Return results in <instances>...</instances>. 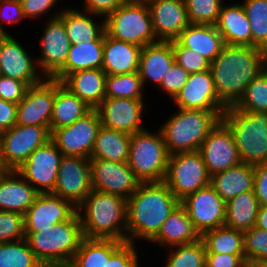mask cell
<instances>
[{
    "label": "cell",
    "mask_w": 267,
    "mask_h": 267,
    "mask_svg": "<svg viewBox=\"0 0 267 267\" xmlns=\"http://www.w3.org/2000/svg\"><path fill=\"white\" fill-rule=\"evenodd\" d=\"M267 68V52L254 46L228 45L210 63L219 101L235 106L247 85Z\"/></svg>",
    "instance_id": "obj_1"
},
{
    "label": "cell",
    "mask_w": 267,
    "mask_h": 267,
    "mask_svg": "<svg viewBox=\"0 0 267 267\" xmlns=\"http://www.w3.org/2000/svg\"><path fill=\"white\" fill-rule=\"evenodd\" d=\"M180 201L162 182H141L127 199V242L151 241Z\"/></svg>",
    "instance_id": "obj_2"
},
{
    "label": "cell",
    "mask_w": 267,
    "mask_h": 267,
    "mask_svg": "<svg viewBox=\"0 0 267 267\" xmlns=\"http://www.w3.org/2000/svg\"><path fill=\"white\" fill-rule=\"evenodd\" d=\"M85 238L127 242V200L92 189L76 208ZM85 212H83V211ZM82 212V214H80Z\"/></svg>",
    "instance_id": "obj_3"
},
{
    "label": "cell",
    "mask_w": 267,
    "mask_h": 267,
    "mask_svg": "<svg viewBox=\"0 0 267 267\" xmlns=\"http://www.w3.org/2000/svg\"><path fill=\"white\" fill-rule=\"evenodd\" d=\"M83 238L77 212L50 229L25 234L30 249L45 267H68Z\"/></svg>",
    "instance_id": "obj_4"
},
{
    "label": "cell",
    "mask_w": 267,
    "mask_h": 267,
    "mask_svg": "<svg viewBox=\"0 0 267 267\" xmlns=\"http://www.w3.org/2000/svg\"><path fill=\"white\" fill-rule=\"evenodd\" d=\"M160 131L169 155L199 151L208 133L219 123L224 111L177 109Z\"/></svg>",
    "instance_id": "obj_5"
},
{
    "label": "cell",
    "mask_w": 267,
    "mask_h": 267,
    "mask_svg": "<svg viewBox=\"0 0 267 267\" xmlns=\"http://www.w3.org/2000/svg\"><path fill=\"white\" fill-rule=\"evenodd\" d=\"M221 120L231 130L241 162L256 166L267 162V113L227 107Z\"/></svg>",
    "instance_id": "obj_6"
},
{
    "label": "cell",
    "mask_w": 267,
    "mask_h": 267,
    "mask_svg": "<svg viewBox=\"0 0 267 267\" xmlns=\"http://www.w3.org/2000/svg\"><path fill=\"white\" fill-rule=\"evenodd\" d=\"M103 20L105 33L116 40L140 47L158 42L146 0H125Z\"/></svg>",
    "instance_id": "obj_7"
},
{
    "label": "cell",
    "mask_w": 267,
    "mask_h": 267,
    "mask_svg": "<svg viewBox=\"0 0 267 267\" xmlns=\"http://www.w3.org/2000/svg\"><path fill=\"white\" fill-rule=\"evenodd\" d=\"M169 154L163 135L144 129L131 135L127 164L141 182L164 181Z\"/></svg>",
    "instance_id": "obj_8"
},
{
    "label": "cell",
    "mask_w": 267,
    "mask_h": 267,
    "mask_svg": "<svg viewBox=\"0 0 267 267\" xmlns=\"http://www.w3.org/2000/svg\"><path fill=\"white\" fill-rule=\"evenodd\" d=\"M202 154L196 152L175 153L169 155L164 183L176 198L181 201L187 195L210 184Z\"/></svg>",
    "instance_id": "obj_9"
},
{
    "label": "cell",
    "mask_w": 267,
    "mask_h": 267,
    "mask_svg": "<svg viewBox=\"0 0 267 267\" xmlns=\"http://www.w3.org/2000/svg\"><path fill=\"white\" fill-rule=\"evenodd\" d=\"M51 139L45 126L15 124L0 134V160L6 170H16L38 147Z\"/></svg>",
    "instance_id": "obj_10"
},
{
    "label": "cell",
    "mask_w": 267,
    "mask_h": 267,
    "mask_svg": "<svg viewBox=\"0 0 267 267\" xmlns=\"http://www.w3.org/2000/svg\"><path fill=\"white\" fill-rule=\"evenodd\" d=\"M101 126L98 111L92 109L71 125L55 129L51 133V140L63 155L90 158Z\"/></svg>",
    "instance_id": "obj_11"
},
{
    "label": "cell",
    "mask_w": 267,
    "mask_h": 267,
    "mask_svg": "<svg viewBox=\"0 0 267 267\" xmlns=\"http://www.w3.org/2000/svg\"><path fill=\"white\" fill-rule=\"evenodd\" d=\"M62 157V152L50 139L45 145L36 148L16 171L39 193H52Z\"/></svg>",
    "instance_id": "obj_12"
},
{
    "label": "cell",
    "mask_w": 267,
    "mask_h": 267,
    "mask_svg": "<svg viewBox=\"0 0 267 267\" xmlns=\"http://www.w3.org/2000/svg\"><path fill=\"white\" fill-rule=\"evenodd\" d=\"M92 189L90 158L63 155L52 194L77 208Z\"/></svg>",
    "instance_id": "obj_13"
},
{
    "label": "cell",
    "mask_w": 267,
    "mask_h": 267,
    "mask_svg": "<svg viewBox=\"0 0 267 267\" xmlns=\"http://www.w3.org/2000/svg\"><path fill=\"white\" fill-rule=\"evenodd\" d=\"M180 204L186 209L200 235L207 230L224 226L226 202L210 184L187 195Z\"/></svg>",
    "instance_id": "obj_14"
},
{
    "label": "cell",
    "mask_w": 267,
    "mask_h": 267,
    "mask_svg": "<svg viewBox=\"0 0 267 267\" xmlns=\"http://www.w3.org/2000/svg\"><path fill=\"white\" fill-rule=\"evenodd\" d=\"M90 170L94 190L115 194L126 200L141 183L127 162L90 158Z\"/></svg>",
    "instance_id": "obj_15"
},
{
    "label": "cell",
    "mask_w": 267,
    "mask_h": 267,
    "mask_svg": "<svg viewBox=\"0 0 267 267\" xmlns=\"http://www.w3.org/2000/svg\"><path fill=\"white\" fill-rule=\"evenodd\" d=\"M56 12L46 24L41 37V57L37 59V69L42 77L53 78L64 66L70 50V40L66 34L64 22Z\"/></svg>",
    "instance_id": "obj_16"
},
{
    "label": "cell",
    "mask_w": 267,
    "mask_h": 267,
    "mask_svg": "<svg viewBox=\"0 0 267 267\" xmlns=\"http://www.w3.org/2000/svg\"><path fill=\"white\" fill-rule=\"evenodd\" d=\"M54 99L55 79L45 78L41 83L29 86L17 104L16 124L45 126L50 130Z\"/></svg>",
    "instance_id": "obj_17"
},
{
    "label": "cell",
    "mask_w": 267,
    "mask_h": 267,
    "mask_svg": "<svg viewBox=\"0 0 267 267\" xmlns=\"http://www.w3.org/2000/svg\"><path fill=\"white\" fill-rule=\"evenodd\" d=\"M199 152L210 176L241 162L233 134L222 120L208 133Z\"/></svg>",
    "instance_id": "obj_18"
},
{
    "label": "cell",
    "mask_w": 267,
    "mask_h": 267,
    "mask_svg": "<svg viewBox=\"0 0 267 267\" xmlns=\"http://www.w3.org/2000/svg\"><path fill=\"white\" fill-rule=\"evenodd\" d=\"M76 212V207L69 200L52 193H39L24 214L25 234L50 229L70 219Z\"/></svg>",
    "instance_id": "obj_19"
},
{
    "label": "cell",
    "mask_w": 267,
    "mask_h": 267,
    "mask_svg": "<svg viewBox=\"0 0 267 267\" xmlns=\"http://www.w3.org/2000/svg\"><path fill=\"white\" fill-rule=\"evenodd\" d=\"M143 99L104 98L96 108L104 127L132 135L145 129L141 125Z\"/></svg>",
    "instance_id": "obj_20"
},
{
    "label": "cell",
    "mask_w": 267,
    "mask_h": 267,
    "mask_svg": "<svg viewBox=\"0 0 267 267\" xmlns=\"http://www.w3.org/2000/svg\"><path fill=\"white\" fill-rule=\"evenodd\" d=\"M177 108L206 111H225L219 101L211 71L189 74L188 80L173 99Z\"/></svg>",
    "instance_id": "obj_21"
},
{
    "label": "cell",
    "mask_w": 267,
    "mask_h": 267,
    "mask_svg": "<svg viewBox=\"0 0 267 267\" xmlns=\"http://www.w3.org/2000/svg\"><path fill=\"white\" fill-rule=\"evenodd\" d=\"M158 41L176 40L190 24L184 0H146Z\"/></svg>",
    "instance_id": "obj_22"
},
{
    "label": "cell",
    "mask_w": 267,
    "mask_h": 267,
    "mask_svg": "<svg viewBox=\"0 0 267 267\" xmlns=\"http://www.w3.org/2000/svg\"><path fill=\"white\" fill-rule=\"evenodd\" d=\"M11 35H7L0 47V75L25 82L28 86L41 83L45 77L37 72V61H33ZM39 73V74H38Z\"/></svg>",
    "instance_id": "obj_23"
},
{
    "label": "cell",
    "mask_w": 267,
    "mask_h": 267,
    "mask_svg": "<svg viewBox=\"0 0 267 267\" xmlns=\"http://www.w3.org/2000/svg\"><path fill=\"white\" fill-rule=\"evenodd\" d=\"M39 192L16 170H6L0 176V210L26 213Z\"/></svg>",
    "instance_id": "obj_24"
},
{
    "label": "cell",
    "mask_w": 267,
    "mask_h": 267,
    "mask_svg": "<svg viewBox=\"0 0 267 267\" xmlns=\"http://www.w3.org/2000/svg\"><path fill=\"white\" fill-rule=\"evenodd\" d=\"M142 47L116 40L104 32L102 70L107 75L138 72Z\"/></svg>",
    "instance_id": "obj_25"
},
{
    "label": "cell",
    "mask_w": 267,
    "mask_h": 267,
    "mask_svg": "<svg viewBox=\"0 0 267 267\" xmlns=\"http://www.w3.org/2000/svg\"><path fill=\"white\" fill-rule=\"evenodd\" d=\"M174 63L172 41H158L142 47L138 72L143 87L148 79L155 83L156 87L159 86L164 75Z\"/></svg>",
    "instance_id": "obj_26"
},
{
    "label": "cell",
    "mask_w": 267,
    "mask_h": 267,
    "mask_svg": "<svg viewBox=\"0 0 267 267\" xmlns=\"http://www.w3.org/2000/svg\"><path fill=\"white\" fill-rule=\"evenodd\" d=\"M106 75L102 69H87L67 75L61 83L90 108L96 109L105 98Z\"/></svg>",
    "instance_id": "obj_27"
},
{
    "label": "cell",
    "mask_w": 267,
    "mask_h": 267,
    "mask_svg": "<svg viewBox=\"0 0 267 267\" xmlns=\"http://www.w3.org/2000/svg\"><path fill=\"white\" fill-rule=\"evenodd\" d=\"M201 239L186 209L179 204L161 225L158 234L150 241L162 248L189 244Z\"/></svg>",
    "instance_id": "obj_28"
},
{
    "label": "cell",
    "mask_w": 267,
    "mask_h": 267,
    "mask_svg": "<svg viewBox=\"0 0 267 267\" xmlns=\"http://www.w3.org/2000/svg\"><path fill=\"white\" fill-rule=\"evenodd\" d=\"M183 47L202 55L210 63L225 46L215 25L189 24L176 39Z\"/></svg>",
    "instance_id": "obj_29"
},
{
    "label": "cell",
    "mask_w": 267,
    "mask_h": 267,
    "mask_svg": "<svg viewBox=\"0 0 267 267\" xmlns=\"http://www.w3.org/2000/svg\"><path fill=\"white\" fill-rule=\"evenodd\" d=\"M250 21L241 3L221 7L215 26L228 45L252 46Z\"/></svg>",
    "instance_id": "obj_30"
},
{
    "label": "cell",
    "mask_w": 267,
    "mask_h": 267,
    "mask_svg": "<svg viewBox=\"0 0 267 267\" xmlns=\"http://www.w3.org/2000/svg\"><path fill=\"white\" fill-rule=\"evenodd\" d=\"M255 166L240 162L225 171L211 176L210 185L225 201L240 193L254 190Z\"/></svg>",
    "instance_id": "obj_31"
},
{
    "label": "cell",
    "mask_w": 267,
    "mask_h": 267,
    "mask_svg": "<svg viewBox=\"0 0 267 267\" xmlns=\"http://www.w3.org/2000/svg\"><path fill=\"white\" fill-rule=\"evenodd\" d=\"M104 33L95 41L71 45L65 66L53 77L62 81L67 75L87 69H102Z\"/></svg>",
    "instance_id": "obj_32"
},
{
    "label": "cell",
    "mask_w": 267,
    "mask_h": 267,
    "mask_svg": "<svg viewBox=\"0 0 267 267\" xmlns=\"http://www.w3.org/2000/svg\"><path fill=\"white\" fill-rule=\"evenodd\" d=\"M90 108L83 100L55 80V99L50 120V133L55 129L71 125L88 114Z\"/></svg>",
    "instance_id": "obj_33"
},
{
    "label": "cell",
    "mask_w": 267,
    "mask_h": 267,
    "mask_svg": "<svg viewBox=\"0 0 267 267\" xmlns=\"http://www.w3.org/2000/svg\"><path fill=\"white\" fill-rule=\"evenodd\" d=\"M81 11L67 8L58 16L64 22L71 45L95 41L105 32V21L98 24L92 19L94 14Z\"/></svg>",
    "instance_id": "obj_34"
},
{
    "label": "cell",
    "mask_w": 267,
    "mask_h": 267,
    "mask_svg": "<svg viewBox=\"0 0 267 267\" xmlns=\"http://www.w3.org/2000/svg\"><path fill=\"white\" fill-rule=\"evenodd\" d=\"M131 135L104 126L98 131L90 158L127 162Z\"/></svg>",
    "instance_id": "obj_35"
},
{
    "label": "cell",
    "mask_w": 267,
    "mask_h": 267,
    "mask_svg": "<svg viewBox=\"0 0 267 267\" xmlns=\"http://www.w3.org/2000/svg\"><path fill=\"white\" fill-rule=\"evenodd\" d=\"M259 202L254 190L240 193L226 202L224 225L240 231H246L256 225Z\"/></svg>",
    "instance_id": "obj_36"
},
{
    "label": "cell",
    "mask_w": 267,
    "mask_h": 267,
    "mask_svg": "<svg viewBox=\"0 0 267 267\" xmlns=\"http://www.w3.org/2000/svg\"><path fill=\"white\" fill-rule=\"evenodd\" d=\"M206 253L245 255L244 232L224 226L207 230L201 235Z\"/></svg>",
    "instance_id": "obj_37"
},
{
    "label": "cell",
    "mask_w": 267,
    "mask_h": 267,
    "mask_svg": "<svg viewBox=\"0 0 267 267\" xmlns=\"http://www.w3.org/2000/svg\"><path fill=\"white\" fill-rule=\"evenodd\" d=\"M0 267H45L26 239L0 244Z\"/></svg>",
    "instance_id": "obj_38"
},
{
    "label": "cell",
    "mask_w": 267,
    "mask_h": 267,
    "mask_svg": "<svg viewBox=\"0 0 267 267\" xmlns=\"http://www.w3.org/2000/svg\"><path fill=\"white\" fill-rule=\"evenodd\" d=\"M143 88L139 72L106 75L105 98L143 99Z\"/></svg>",
    "instance_id": "obj_39"
},
{
    "label": "cell",
    "mask_w": 267,
    "mask_h": 267,
    "mask_svg": "<svg viewBox=\"0 0 267 267\" xmlns=\"http://www.w3.org/2000/svg\"><path fill=\"white\" fill-rule=\"evenodd\" d=\"M242 6L250 21L252 46L267 52V0H244Z\"/></svg>",
    "instance_id": "obj_40"
},
{
    "label": "cell",
    "mask_w": 267,
    "mask_h": 267,
    "mask_svg": "<svg viewBox=\"0 0 267 267\" xmlns=\"http://www.w3.org/2000/svg\"><path fill=\"white\" fill-rule=\"evenodd\" d=\"M167 249H169V258L166 260L165 267H205L206 247L202 239Z\"/></svg>",
    "instance_id": "obj_41"
},
{
    "label": "cell",
    "mask_w": 267,
    "mask_h": 267,
    "mask_svg": "<svg viewBox=\"0 0 267 267\" xmlns=\"http://www.w3.org/2000/svg\"><path fill=\"white\" fill-rule=\"evenodd\" d=\"M234 107L249 112L267 113V68L247 85L245 93Z\"/></svg>",
    "instance_id": "obj_42"
},
{
    "label": "cell",
    "mask_w": 267,
    "mask_h": 267,
    "mask_svg": "<svg viewBox=\"0 0 267 267\" xmlns=\"http://www.w3.org/2000/svg\"><path fill=\"white\" fill-rule=\"evenodd\" d=\"M136 244L105 239L104 267H139Z\"/></svg>",
    "instance_id": "obj_43"
},
{
    "label": "cell",
    "mask_w": 267,
    "mask_h": 267,
    "mask_svg": "<svg viewBox=\"0 0 267 267\" xmlns=\"http://www.w3.org/2000/svg\"><path fill=\"white\" fill-rule=\"evenodd\" d=\"M105 239L83 238L68 267H104Z\"/></svg>",
    "instance_id": "obj_44"
},
{
    "label": "cell",
    "mask_w": 267,
    "mask_h": 267,
    "mask_svg": "<svg viewBox=\"0 0 267 267\" xmlns=\"http://www.w3.org/2000/svg\"><path fill=\"white\" fill-rule=\"evenodd\" d=\"M190 24H211L218 21L223 0H184Z\"/></svg>",
    "instance_id": "obj_45"
},
{
    "label": "cell",
    "mask_w": 267,
    "mask_h": 267,
    "mask_svg": "<svg viewBox=\"0 0 267 267\" xmlns=\"http://www.w3.org/2000/svg\"><path fill=\"white\" fill-rule=\"evenodd\" d=\"M244 250L248 265L267 262V230L254 226L244 231Z\"/></svg>",
    "instance_id": "obj_46"
},
{
    "label": "cell",
    "mask_w": 267,
    "mask_h": 267,
    "mask_svg": "<svg viewBox=\"0 0 267 267\" xmlns=\"http://www.w3.org/2000/svg\"><path fill=\"white\" fill-rule=\"evenodd\" d=\"M25 239L22 213L0 210V244Z\"/></svg>",
    "instance_id": "obj_47"
},
{
    "label": "cell",
    "mask_w": 267,
    "mask_h": 267,
    "mask_svg": "<svg viewBox=\"0 0 267 267\" xmlns=\"http://www.w3.org/2000/svg\"><path fill=\"white\" fill-rule=\"evenodd\" d=\"M175 62L188 74H194L209 69L210 62L195 51L183 47L177 40L172 41Z\"/></svg>",
    "instance_id": "obj_48"
},
{
    "label": "cell",
    "mask_w": 267,
    "mask_h": 267,
    "mask_svg": "<svg viewBox=\"0 0 267 267\" xmlns=\"http://www.w3.org/2000/svg\"><path fill=\"white\" fill-rule=\"evenodd\" d=\"M188 77L189 74L175 62L164 75L161 84L158 87L163 89L164 92L166 91L167 96L169 95L173 101L187 82Z\"/></svg>",
    "instance_id": "obj_49"
},
{
    "label": "cell",
    "mask_w": 267,
    "mask_h": 267,
    "mask_svg": "<svg viewBox=\"0 0 267 267\" xmlns=\"http://www.w3.org/2000/svg\"><path fill=\"white\" fill-rule=\"evenodd\" d=\"M28 85L16 79L0 75V98L18 104L25 96Z\"/></svg>",
    "instance_id": "obj_50"
},
{
    "label": "cell",
    "mask_w": 267,
    "mask_h": 267,
    "mask_svg": "<svg viewBox=\"0 0 267 267\" xmlns=\"http://www.w3.org/2000/svg\"><path fill=\"white\" fill-rule=\"evenodd\" d=\"M205 267H248L245 255L206 253Z\"/></svg>",
    "instance_id": "obj_51"
},
{
    "label": "cell",
    "mask_w": 267,
    "mask_h": 267,
    "mask_svg": "<svg viewBox=\"0 0 267 267\" xmlns=\"http://www.w3.org/2000/svg\"><path fill=\"white\" fill-rule=\"evenodd\" d=\"M125 0H85L84 10L105 19L113 13Z\"/></svg>",
    "instance_id": "obj_52"
},
{
    "label": "cell",
    "mask_w": 267,
    "mask_h": 267,
    "mask_svg": "<svg viewBox=\"0 0 267 267\" xmlns=\"http://www.w3.org/2000/svg\"><path fill=\"white\" fill-rule=\"evenodd\" d=\"M0 3V17L3 23L17 24L26 18L20 0H0Z\"/></svg>",
    "instance_id": "obj_53"
},
{
    "label": "cell",
    "mask_w": 267,
    "mask_h": 267,
    "mask_svg": "<svg viewBox=\"0 0 267 267\" xmlns=\"http://www.w3.org/2000/svg\"><path fill=\"white\" fill-rule=\"evenodd\" d=\"M58 0H20L26 18L42 17L56 6Z\"/></svg>",
    "instance_id": "obj_54"
},
{
    "label": "cell",
    "mask_w": 267,
    "mask_h": 267,
    "mask_svg": "<svg viewBox=\"0 0 267 267\" xmlns=\"http://www.w3.org/2000/svg\"><path fill=\"white\" fill-rule=\"evenodd\" d=\"M254 193L260 206H267V162L255 166Z\"/></svg>",
    "instance_id": "obj_55"
},
{
    "label": "cell",
    "mask_w": 267,
    "mask_h": 267,
    "mask_svg": "<svg viewBox=\"0 0 267 267\" xmlns=\"http://www.w3.org/2000/svg\"><path fill=\"white\" fill-rule=\"evenodd\" d=\"M17 104L0 98V134L16 124Z\"/></svg>",
    "instance_id": "obj_56"
},
{
    "label": "cell",
    "mask_w": 267,
    "mask_h": 267,
    "mask_svg": "<svg viewBox=\"0 0 267 267\" xmlns=\"http://www.w3.org/2000/svg\"><path fill=\"white\" fill-rule=\"evenodd\" d=\"M257 228L267 230V206H260L257 215Z\"/></svg>",
    "instance_id": "obj_57"
},
{
    "label": "cell",
    "mask_w": 267,
    "mask_h": 267,
    "mask_svg": "<svg viewBox=\"0 0 267 267\" xmlns=\"http://www.w3.org/2000/svg\"><path fill=\"white\" fill-rule=\"evenodd\" d=\"M9 33L6 32V30L0 26V47L2 44V40L8 35Z\"/></svg>",
    "instance_id": "obj_58"
},
{
    "label": "cell",
    "mask_w": 267,
    "mask_h": 267,
    "mask_svg": "<svg viewBox=\"0 0 267 267\" xmlns=\"http://www.w3.org/2000/svg\"><path fill=\"white\" fill-rule=\"evenodd\" d=\"M248 267H267V262H258L249 264Z\"/></svg>",
    "instance_id": "obj_59"
},
{
    "label": "cell",
    "mask_w": 267,
    "mask_h": 267,
    "mask_svg": "<svg viewBox=\"0 0 267 267\" xmlns=\"http://www.w3.org/2000/svg\"><path fill=\"white\" fill-rule=\"evenodd\" d=\"M6 171V169L2 166L1 160H0V176Z\"/></svg>",
    "instance_id": "obj_60"
}]
</instances>
